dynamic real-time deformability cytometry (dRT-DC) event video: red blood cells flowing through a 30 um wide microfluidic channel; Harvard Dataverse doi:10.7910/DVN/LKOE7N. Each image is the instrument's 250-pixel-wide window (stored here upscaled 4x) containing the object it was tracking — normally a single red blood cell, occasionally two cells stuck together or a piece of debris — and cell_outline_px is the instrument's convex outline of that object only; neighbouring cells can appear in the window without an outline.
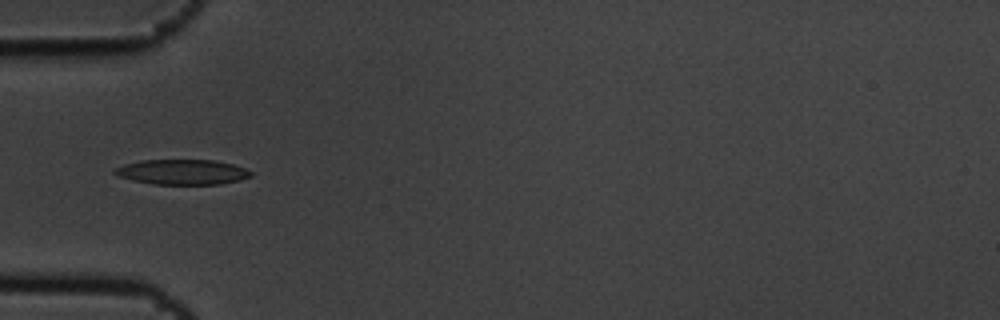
{"species": "common noctule bat (a hibernating species)", "species_latin": "Nyctalus noctula", "temperature_condition": "cold", "stored_images_in_passage": 11, "camera_frame_rate_fps": 3000, "um_per_image_px": 0.085, "animal": {"sex": "male", "body_mass_g": 19.5, "forearm_length_mm": 54.6}, "frame": {"image": 1, "passage_image": 5, "time_ms": 1.333, "image_size_px": [1000, 320], "cell_outline_px": [[252, 176], [240, 180], [220, 184], [152, 184], [132, 180], [120, 176], [112, 172], [112, 168], [124, 164], [140, 160], [216, 160], [232, 164], [244, 168], [252, 172]], "centroid_in_image_um": [15.47, 14.61], "position_along_channel_um": 69.5, "area_um2": 20.0}}
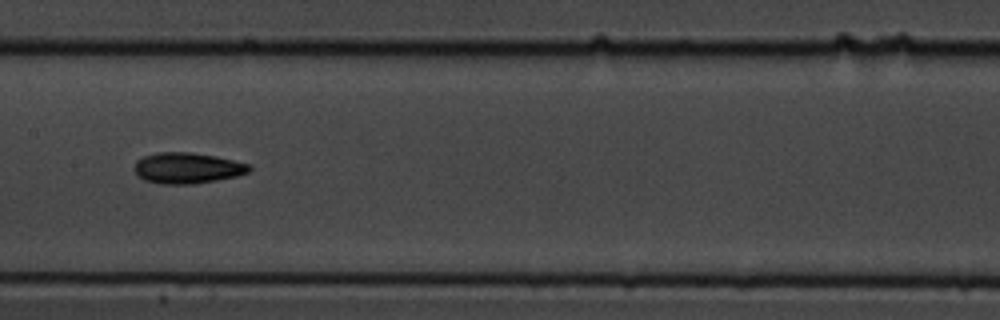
{"frame": {"image": 2, "passage_image": 8, "time_ms": 2.333, "image_size_px": [1000, 320], "cell_outline_px": [[252, 168], [248, 172], [236, 176], [216, 180], [192, 184], [160, 184], [144, 180], [132, 168], [136, 160], [144, 156], [156, 152], [192, 152], [216, 156], [248, 164]], "centroid_in_image_um": [15.88, 14.28], "position_along_channel_um": 191.5, "area_um2": 20.69}}
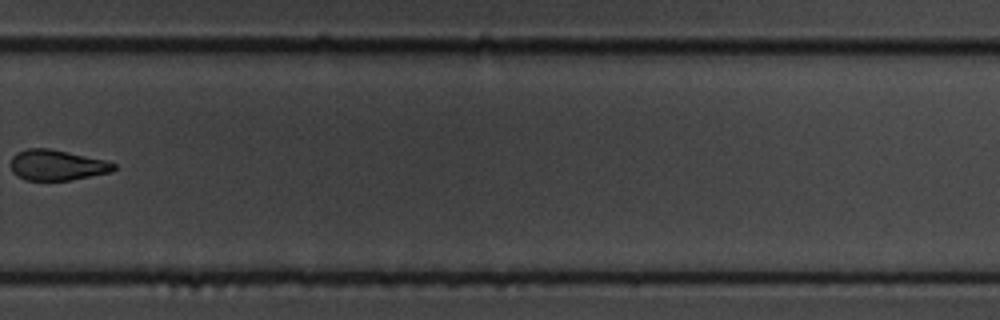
{"frame": {"image": 3, "passage_image": 11, "time_ms": 3.333, "image_size_px": [1000, 320], "cell_outline_px": [[116, 168], [112, 172], [68, 180], [24, 180], [16, 176], [12, 172], [12, 156], [16, 152], [28, 148], [48, 148], [68, 152], [104, 160], [116, 164]], "centroid_in_image_um": [4.82, 14.03], "position_along_channel_um": 325.0, "area_um2": 18.26}}